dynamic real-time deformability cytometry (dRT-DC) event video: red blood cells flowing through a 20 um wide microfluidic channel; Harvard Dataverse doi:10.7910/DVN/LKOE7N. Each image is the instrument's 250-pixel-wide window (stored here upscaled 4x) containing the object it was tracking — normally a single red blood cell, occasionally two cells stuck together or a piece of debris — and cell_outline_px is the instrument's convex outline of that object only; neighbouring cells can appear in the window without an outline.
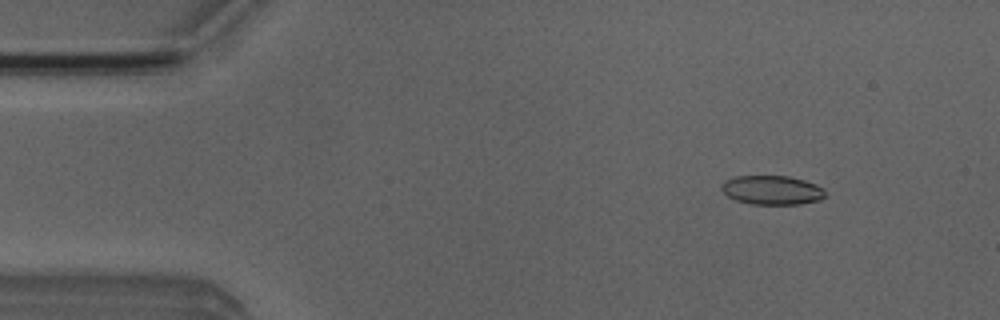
{"species": "Egyptian fruit bat (a non-hibernating species)", "species_latin": "Rousettus aegyptiacus", "temperature_condition": "room temperature", "stored_images_in_passage": 51, "camera_frame_rate_fps": 3000, "um_per_image_px": 0.085, "animal": {"sex": "male"}, "frame": {"image": 1, "passage_image": 6, "time_ms": 1.667, "image_size_px": [1000, 320], "cell_outline_px": [[824, 196], [820, 200], [800, 204], [752, 204], [736, 200], [728, 196], [720, 188], [720, 184], [724, 180], [736, 176], [788, 176], [804, 180], [816, 184], [824, 188]], "centroid_in_image_um": [65.6, 16.15], "position_along_channel_um": 19.4, "area_um2": 17.63}}
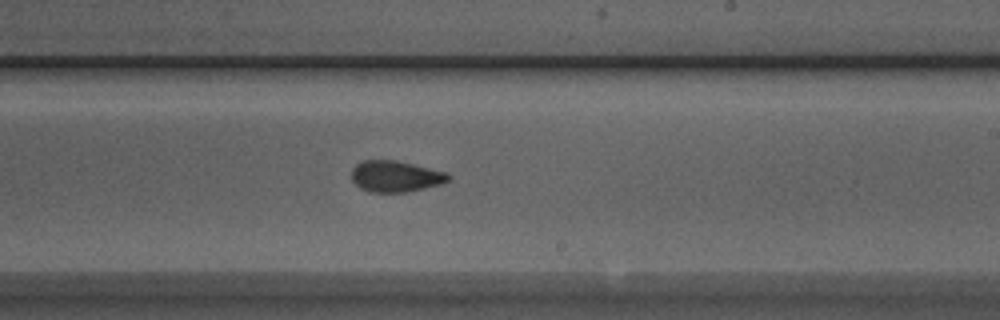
{"frame": {"image": 2, "passage_image": 30, "time_ms": 9.667, "image_size_px": [1000, 320], "cell_outline_px": [[452, 176], [444, 184], [408, 192], [368, 192], [360, 188], [352, 180], [352, 168], [356, 164], [364, 160], [396, 160], [448, 172]], "centroid_in_image_um": [33.66, 14.99], "position_along_channel_um": 255.3, "area_um2": 17.86}}
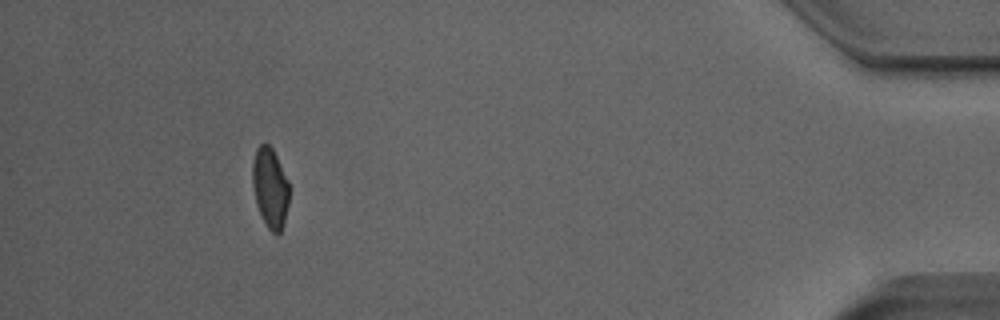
{"frame": {"image": 3, "passage_image": 47, "time_ms": 15.333, "image_size_px": [1000, 320], "cell_outline_px": [[288, 204], [284, 224], [280, 232], [272, 232], [268, 228], [256, 204], [252, 184], [252, 164], [256, 148], [264, 140], [272, 148], [288, 180]], "centroid_in_image_um": [22.94, 15.91], "position_along_channel_um": 412.3, "area_um2": 17.05}, "authors_computed_cell_mechanics": {"area_um2": 17.918, "velocity_mm_per_s": 3.9738, "shape_relaxation_time_tau1_ms": 5.4557, "shape_relaxation_time_tau2_ms": 1.5442, "deformation_change_tau1": 0.135, "deformation_change_tau2": 0.0723}}